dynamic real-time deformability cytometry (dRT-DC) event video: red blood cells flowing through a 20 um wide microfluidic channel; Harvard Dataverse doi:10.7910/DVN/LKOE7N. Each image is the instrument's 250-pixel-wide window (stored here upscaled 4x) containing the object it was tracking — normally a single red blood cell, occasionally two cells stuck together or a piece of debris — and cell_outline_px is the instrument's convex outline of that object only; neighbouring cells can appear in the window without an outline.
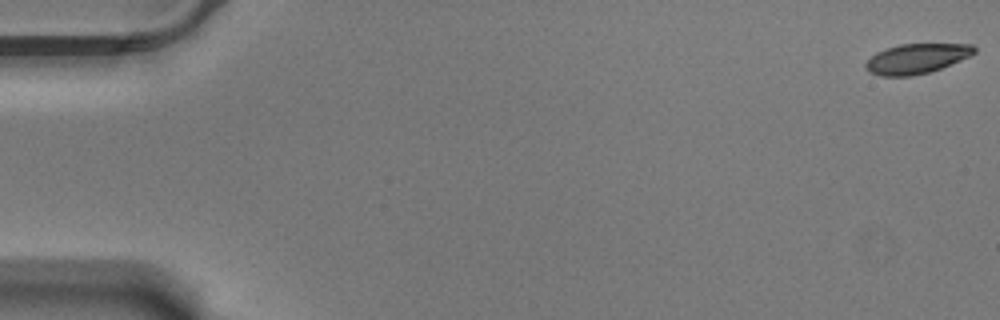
{"species": "Egyptian fruit bat (a non-hibernating species)", "species_latin": "Rousettus aegyptiacus", "temperature_condition": "warm", "stored_images_in_passage": 17, "camera_frame_rate_fps": 3000, "um_per_image_px": 0.085, "animal": {"sex": "male"}, "frame": {"image": 1, "passage_image": 1, "time_ms": 0.0, "image_size_px": [1000, 320], "cell_outline_px": [[976, 52], [960, 60], [940, 68], [928, 72], [912, 76], [880, 76], [872, 72], [864, 64], [876, 52], [884, 48], [900, 44], [972, 44], [976, 48]], "centroid_in_image_um": [77.9, 4.97], "position_along_channel_um": 7.1, "area_um2": 18.67}}